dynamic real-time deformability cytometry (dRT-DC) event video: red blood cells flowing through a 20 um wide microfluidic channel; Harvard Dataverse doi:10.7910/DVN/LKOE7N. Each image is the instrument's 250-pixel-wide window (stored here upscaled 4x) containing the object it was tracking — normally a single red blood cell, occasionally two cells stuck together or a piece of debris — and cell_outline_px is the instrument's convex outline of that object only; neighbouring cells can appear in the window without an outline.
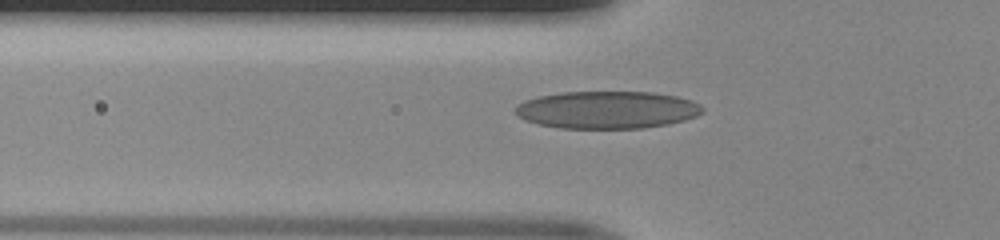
{"species": "human", "species_latin": "Homo sapiens", "temperature_condition": "room temperature", "stored_images_in_passage": 36, "camera_frame_rate_fps": 3000, "um_per_image_px": 0.085, "donor": {"sex": "male"}, "frame": {"image": 1, "passage_image": 6, "time_ms": 1.667, "image_size_px": [1000, 240], "cell_outline_px": [[704, 112], [696, 116], [684, 120], [668, 124], [644, 128], [560, 128], [540, 124], [524, 120], [516, 112], [516, 104], [524, 100], [540, 96], [564, 92], [652, 92], [676, 96], [692, 100], [700, 104], [704, 108]], "centroid_in_image_um": [51.64, 9.33], "position_along_channel_um": 74.2, "area_um2": 40.86}}
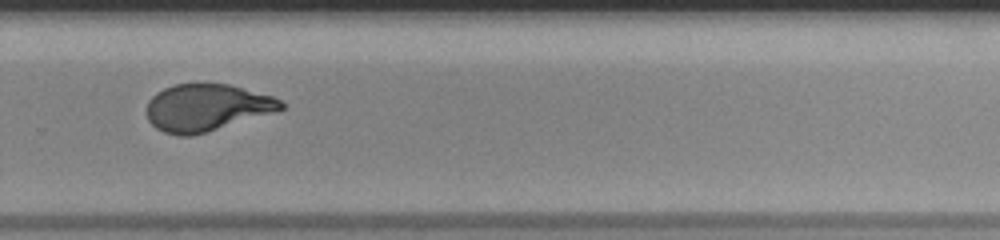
{"frame": {"image": 2, "passage_image": 23, "time_ms": 7.333, "image_size_px": [1000, 240], "cell_outline_px": [[284, 108], [204, 132], [188, 136], [180, 136], [164, 132], [156, 128], [148, 120], [148, 100], [156, 92], [164, 88], [176, 84], [228, 84], [272, 96], [280, 100], [284, 104]], "centroid_in_image_um": [17.5, 9.13], "position_along_channel_um": 312.3, "area_um2": 35.89}}
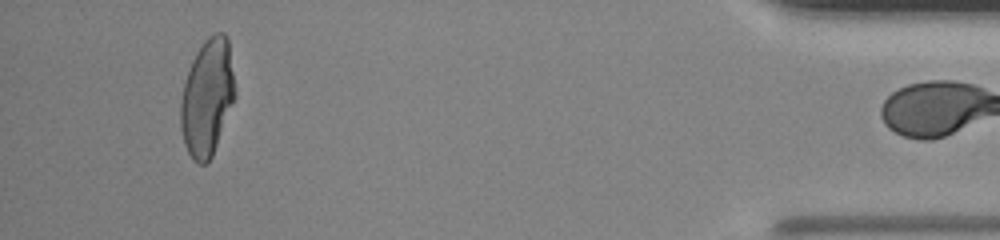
{"frame": {"image": 3, "passage_image": 35, "time_ms": 11.333, "image_size_px": [1000, 240], "cell_outline_px": [[236, 96], [212, 156], [204, 164], [200, 164], [192, 160], [184, 144], [180, 128], [180, 100], [184, 80], [192, 60], [196, 52], [204, 40], [208, 36], [216, 32], [224, 32], [228, 36], [236, 88]], "centroid_in_image_um": [17.61, 8.25], "position_along_channel_um": 417.6, "area_um2": 37.51}}